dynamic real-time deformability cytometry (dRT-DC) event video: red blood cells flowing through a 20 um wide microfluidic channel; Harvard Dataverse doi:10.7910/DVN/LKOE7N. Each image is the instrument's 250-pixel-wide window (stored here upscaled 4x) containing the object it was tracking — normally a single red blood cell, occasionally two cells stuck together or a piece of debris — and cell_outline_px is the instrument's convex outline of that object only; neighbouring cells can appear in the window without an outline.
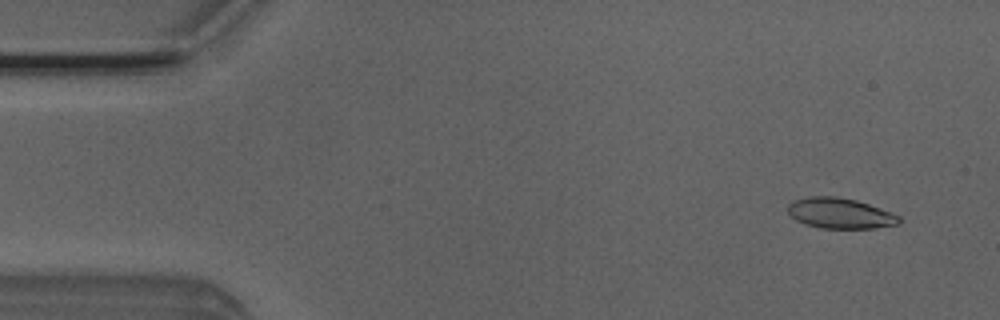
{"species": "Egyptian fruit bat (a non-hibernating species)", "species_latin": "Rousettus aegyptiacus", "temperature_condition": "room temperature", "stored_images_in_passage": 52, "camera_frame_rate_fps": 3000, "um_per_image_px": 0.085, "animal": {"sex": "male"}, "frame": {"image": 1, "passage_image": 4, "time_ms": 1.0, "image_size_px": [1000, 320], "cell_outline_px": [[900, 224], [876, 228], [820, 228], [804, 224], [796, 220], [788, 212], [788, 204], [792, 200], [812, 196], [836, 196], [856, 200], [892, 212], [900, 216]], "centroid_in_image_um": [71.41, 18.13], "position_along_channel_um": 13.6, "area_um2": 19.88}}
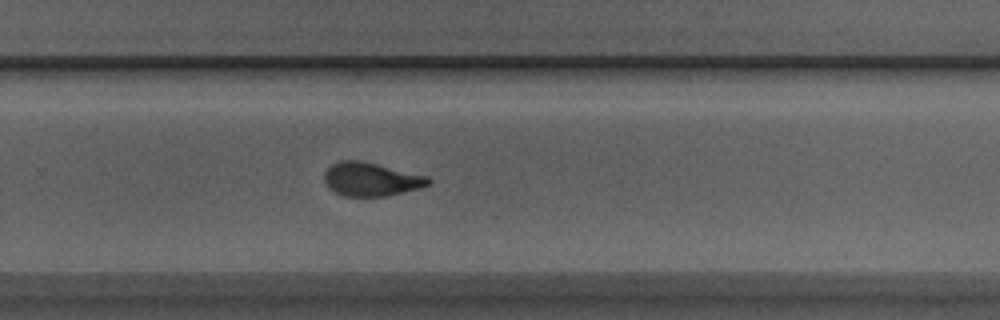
{"frame": {"image": 2, "passage_image": 34, "time_ms": 11.0, "image_size_px": [1000, 320], "cell_outline_px": [[432, 184], [420, 188], [388, 196], [344, 196], [328, 188], [324, 180], [324, 172], [332, 164], [340, 160], [360, 160], [428, 176], [432, 180]], "centroid_in_image_um": [31.56, 15.24], "position_along_channel_um": 298.2, "area_um2": 20.46}}
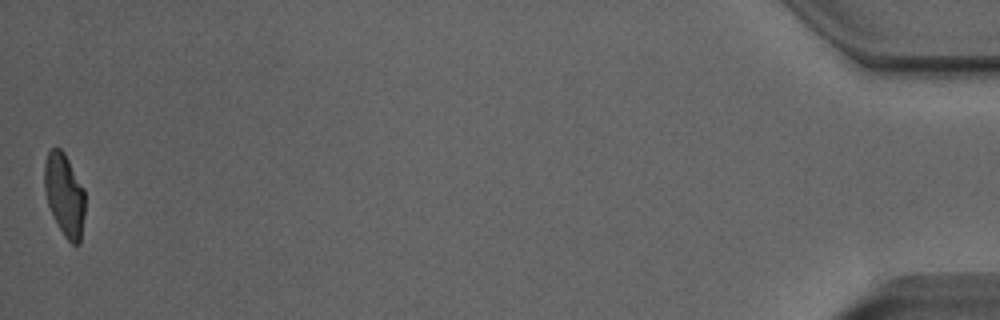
{"frame": {"image": 3, "passage_image": 52, "time_ms": 17.0, "image_size_px": [1000, 320], "cell_outline_px": [[84, 216], [80, 244], [72, 244], [64, 236], [52, 216], [48, 204], [44, 188], [44, 164], [48, 152], [52, 148], [60, 148], [64, 152], [84, 188]], "centroid_in_image_um": [5.47, 16.57], "position_along_channel_um": 429.7, "area_um2": 19.59}, "authors_computed_cell_mechanics": {"area_um2": 20.519, "velocity_mm_per_s": 3.918, "shape_relaxation_time_tau1_ms": 4.5126, "shape_relaxation_time_tau2_ms": 1.492, "deformation_change_tau1": 0.1755, "deformation_change_tau2": 0.0875}}